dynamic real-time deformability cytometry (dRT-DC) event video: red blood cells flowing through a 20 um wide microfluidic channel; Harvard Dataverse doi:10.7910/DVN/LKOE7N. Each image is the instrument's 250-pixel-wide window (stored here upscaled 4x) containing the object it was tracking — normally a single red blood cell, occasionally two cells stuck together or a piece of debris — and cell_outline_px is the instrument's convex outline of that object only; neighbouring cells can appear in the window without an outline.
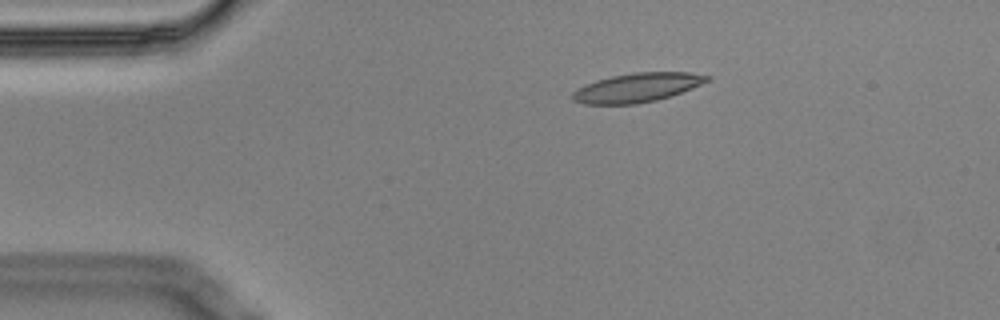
{"species": "Egyptian fruit bat (a non-hibernating species)", "species_latin": "Rousettus aegyptiacus", "temperature_condition": "cold", "stored_images_in_passage": 6, "camera_frame_rate_fps": 3000, "um_per_image_px": 0.085, "animal": {"sex": "male"}, "frame": {"image": 1, "passage_image": 3, "time_ms": 0.667, "image_size_px": [1000, 320], "cell_outline_px": [[712, 80], [692, 88], [656, 100], [636, 104], [584, 104], [572, 100], [572, 92], [576, 88], [596, 80], [612, 76], [632, 72], [688, 72], [712, 76]], "centroid_in_image_um": [54.15, 7.44], "position_along_channel_um": 30.8, "area_um2": 22.83}}
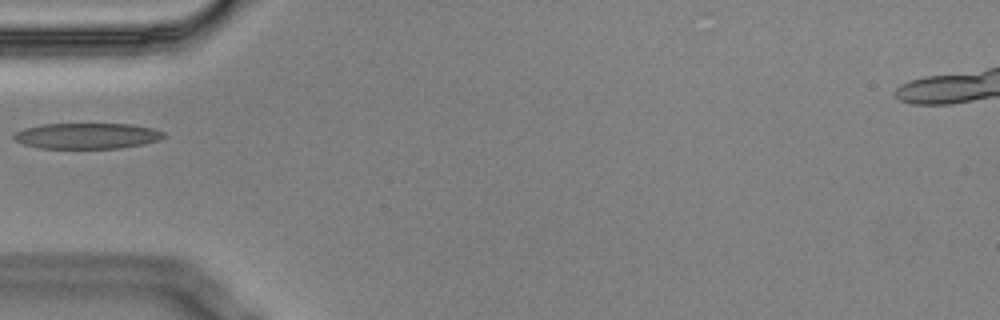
{"frame": {"image": 2, "passage_image": 5, "time_ms": 1.333, "image_size_px": [1000, 320], "cell_outline_px": [[168, 136], [160, 140], [120, 148], [40, 148], [24, 144], [16, 140], [12, 136], [16, 132], [24, 128], [44, 124], [132, 124], [156, 128], [164, 132]], "centroid_in_image_um": [7.46, 11.54], "position_along_channel_um": 77.5, "area_um2": 22.54}}
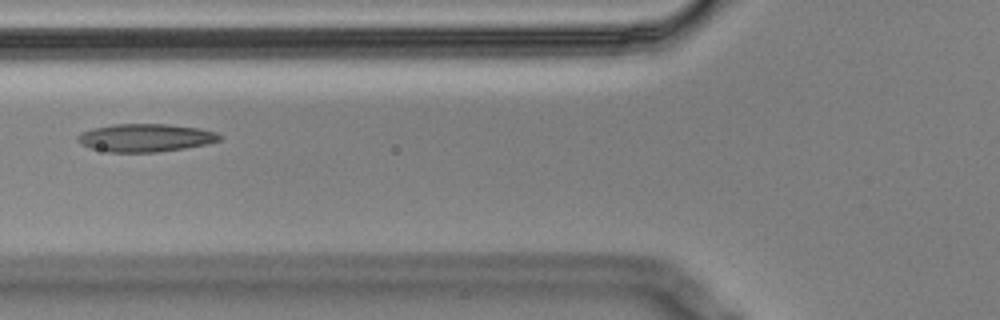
{"frame": {"image": 3, "passage_image": 6, "time_ms": 1.667, "image_size_px": [1000, 320], "cell_outline_px": [[220, 140], [208, 144], [184, 148], [156, 152], [108, 152], [88, 148], [80, 144], [76, 140], [76, 136], [92, 128], [112, 124], [168, 124], [196, 128], [216, 132], [220, 136]], "centroid_in_image_um": [12.31, 11.71], "position_along_channel_um": 113.5, "area_um2": 23.12}}